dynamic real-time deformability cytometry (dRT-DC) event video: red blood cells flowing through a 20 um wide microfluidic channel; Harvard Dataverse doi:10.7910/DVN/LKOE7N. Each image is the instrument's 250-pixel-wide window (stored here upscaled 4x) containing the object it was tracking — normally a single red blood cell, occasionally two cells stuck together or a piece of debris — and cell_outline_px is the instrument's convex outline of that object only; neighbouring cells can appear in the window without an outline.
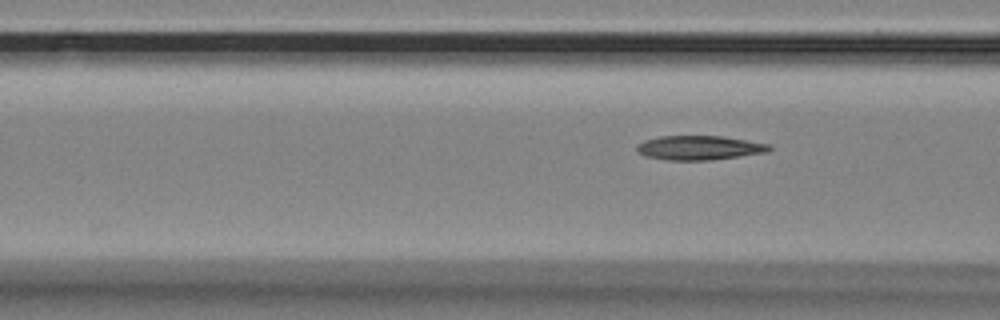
{"species": "Egyptian fruit bat (a non-hibernating species)", "species_latin": "Rousettus aegyptiacus", "temperature_condition": "room temperature", "stored_images_in_passage": 6, "camera_frame_rate_fps": 3000, "um_per_image_px": 0.085, "animal": {"sex": "female"}, "frame": {"image": 1, "passage_image": 6, "time_ms": 1.667, "image_size_px": [1000, 320], "cell_outline_px": [[772, 148], [768, 152], [712, 160], [668, 160], [644, 156], [636, 148], [644, 140], [660, 136], [724, 136], [772, 144]], "centroid_in_image_um": [59.5, 12.56], "position_along_channel_um": 107.1, "area_um2": 18.79}}